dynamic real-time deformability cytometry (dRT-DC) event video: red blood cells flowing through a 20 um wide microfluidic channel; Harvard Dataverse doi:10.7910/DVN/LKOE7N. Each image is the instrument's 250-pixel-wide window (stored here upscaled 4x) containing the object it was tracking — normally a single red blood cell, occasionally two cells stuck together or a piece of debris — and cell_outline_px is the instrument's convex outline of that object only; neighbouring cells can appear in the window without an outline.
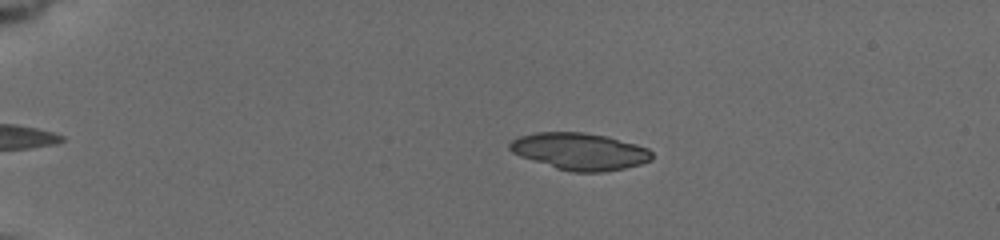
{"species": "common noctule bat (a hibernating species)", "species_latin": "Nyctalus noctula", "temperature_condition": "cold", "stored_images_in_passage": 75, "camera_frame_rate_fps": 3000, "um_per_image_px": 0.085, "animal": {"sex": "female", "body_mass_g": 19.5, "forearm_length_mm": 54.1}, "frame": {"image": 1, "passage_image": 5, "time_ms": 1.0, "image_size_px": [1000, 240], "cell_outline_px": [[652, 160], [640, 164], [624, 168], [600, 172], [572, 172], [556, 168], [520, 156], [512, 152], [508, 148], [508, 144], [512, 140], [520, 136], [536, 132], [584, 132], [604, 136], [636, 144], [648, 148], [652, 152]], "centroid_in_image_um": [49.26, 12.86], "position_along_channel_um": 35.7, "area_um2": 30.46}}